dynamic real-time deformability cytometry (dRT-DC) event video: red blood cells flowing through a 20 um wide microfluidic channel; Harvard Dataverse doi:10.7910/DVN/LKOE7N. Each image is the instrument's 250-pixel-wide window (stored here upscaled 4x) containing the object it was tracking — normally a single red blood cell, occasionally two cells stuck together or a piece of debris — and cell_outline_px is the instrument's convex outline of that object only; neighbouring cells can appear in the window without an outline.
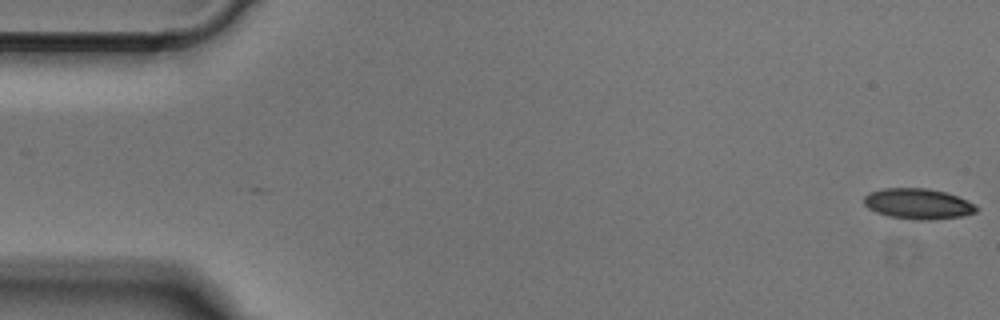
{"species": "Egyptian fruit bat (a non-hibernating species)", "species_latin": "Rousettus aegyptiacus", "temperature_condition": "cold", "stored_images_in_passage": 50, "camera_frame_rate_fps": 3000, "um_per_image_px": 0.085, "animal": {"sex": "male"}, "frame": {"image": 1, "passage_image": 1, "time_ms": 0.0, "image_size_px": [1000, 320], "cell_outline_px": [[980, 208], [976, 212], [960, 216], [932, 220], [912, 220], [888, 216], [876, 212], [868, 208], [864, 204], [864, 196], [868, 192], [884, 188], [928, 188], [948, 192], [976, 204]], "centroid_in_image_um": [78.04, 17.32], "position_along_channel_um": 7.0, "area_um2": 20.35}}
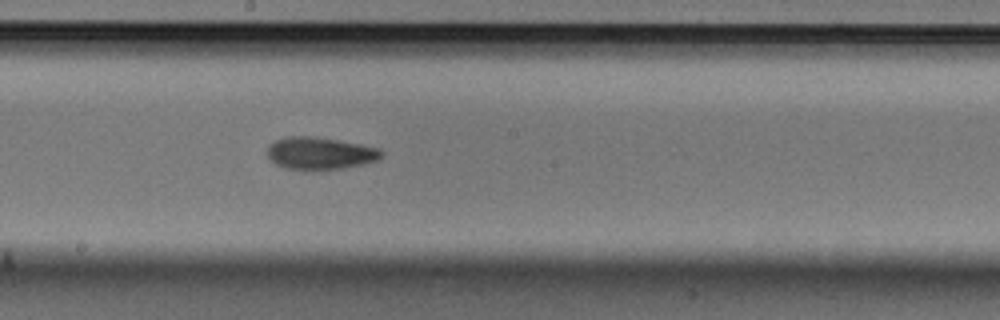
{"frame": {"image": 2, "passage_image": 27, "time_ms": 8.667, "image_size_px": [1000, 320], "cell_outline_px": [[384, 156], [376, 160], [364, 164], [344, 168], [284, 168], [276, 164], [268, 156], [268, 144], [272, 140], [284, 136], [312, 136], [360, 144], [380, 148], [384, 152]], "centroid_in_image_um": [27.2, 12.99], "position_along_channel_um": 221.0, "area_um2": 21.27}}
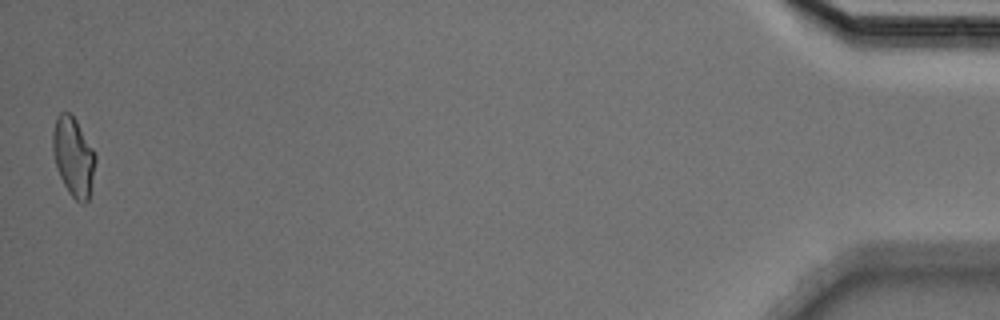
{"frame": {"image": 3, "passage_image": 50, "time_ms": 16.333, "image_size_px": [1000, 320], "cell_outline_px": [[96, 160], [88, 200], [84, 204], [80, 204], [68, 192], [60, 176], [56, 164], [52, 148], [52, 132], [56, 116], [60, 112], [68, 112], [76, 120], [96, 152]], "centroid_in_image_um": [6.24, 13.3], "position_along_channel_um": 429.0, "area_um2": 19.65}}